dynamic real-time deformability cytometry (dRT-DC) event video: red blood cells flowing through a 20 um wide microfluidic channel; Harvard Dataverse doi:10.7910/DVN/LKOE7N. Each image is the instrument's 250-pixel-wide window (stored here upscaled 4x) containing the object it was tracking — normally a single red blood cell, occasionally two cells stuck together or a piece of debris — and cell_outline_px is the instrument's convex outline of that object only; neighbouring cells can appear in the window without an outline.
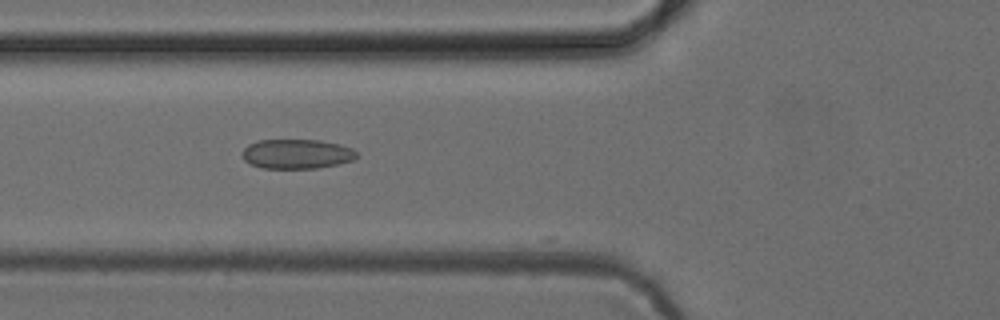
{"species": "common noctule bat (a hibernating species)", "species_latin": "Nyctalus noctula", "temperature_condition": "cold", "stored_images_in_passage": 26, "camera_frame_rate_fps": 3000, "um_per_image_px": 0.085, "animal": {"sex": "female", "body_mass_g": 24.6, "forearm_length_mm": 56.2}, "frame": {"image": 1, "passage_image": 3, "time_ms": 0.667, "image_size_px": [1000, 320], "cell_outline_px": [[356, 156], [352, 160], [336, 164], [316, 168], [260, 168], [244, 160], [240, 152], [248, 144], [256, 140], [320, 140], [340, 144], [352, 148], [356, 152]], "centroid_in_image_um": [25.17, 13.07], "position_along_channel_um": 100.6, "area_um2": 19.71}}
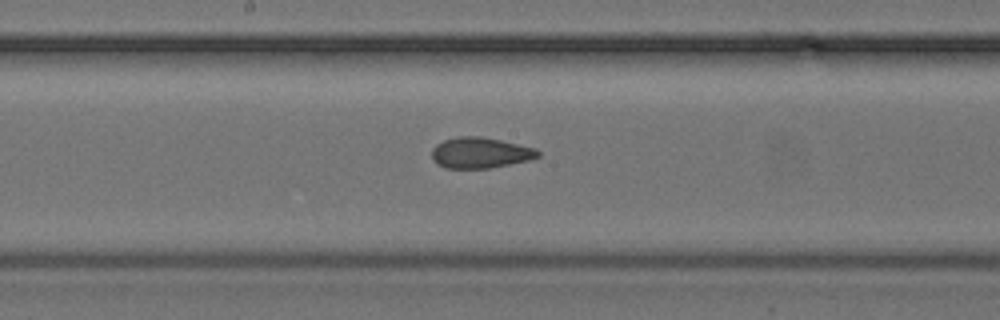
{"frame": {"image": 2, "passage_image": 11, "time_ms": 3.333, "image_size_px": [1000, 320], "cell_outline_px": [[540, 156], [528, 160], [488, 168], [444, 168], [436, 164], [432, 160], [432, 148], [436, 144], [444, 140], [460, 136], [480, 136], [500, 140], [536, 148], [540, 152]], "centroid_in_image_um": [40.79, 12.98], "position_along_channel_um": 207.4, "area_um2": 19.02}}
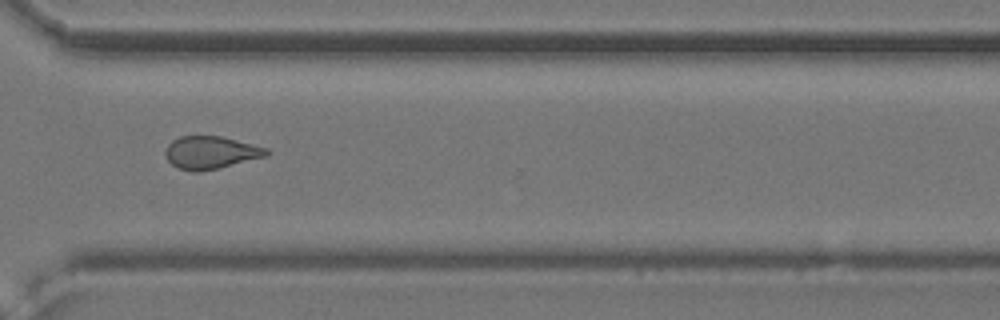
{"frame": {"image": 3, "passage_image": 22, "time_ms": 7.0, "image_size_px": [1000, 320], "cell_outline_px": [[272, 152], [268, 156], [220, 168], [200, 172], [192, 172], [180, 168], [172, 164], [168, 160], [164, 152], [168, 144], [172, 140], [180, 136], [220, 136], [268, 148]], "centroid_in_image_um": [17.94, 12.97], "position_along_channel_um": 352.7, "area_um2": 19.42}}